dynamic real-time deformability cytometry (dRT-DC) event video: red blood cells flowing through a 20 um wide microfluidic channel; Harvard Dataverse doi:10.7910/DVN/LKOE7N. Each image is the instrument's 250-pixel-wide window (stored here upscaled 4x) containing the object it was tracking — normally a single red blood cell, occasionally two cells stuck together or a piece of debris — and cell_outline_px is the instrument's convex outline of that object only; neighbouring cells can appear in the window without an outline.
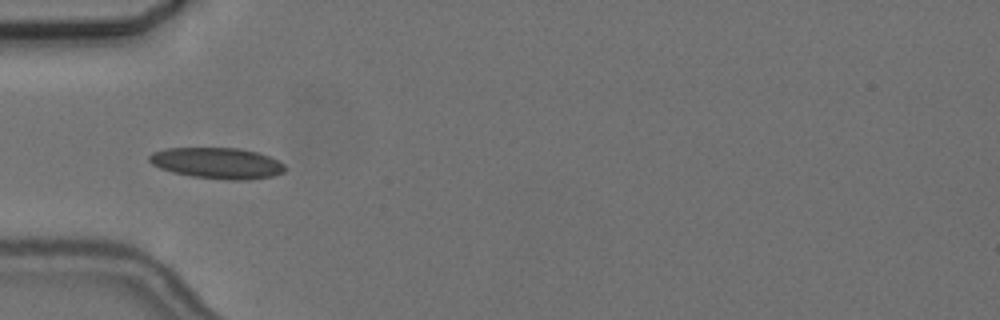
{"species": "common noctule bat (a hibernating species)", "species_latin": "Nyctalus noctula", "temperature_condition": "cold", "stored_images_in_passage": 8, "camera_frame_rate_fps": 3000, "um_per_image_px": 0.085, "animal": {"sex": "female", "body_mass_g": 24.6, "forearm_length_mm": 56.2}, "frame": {"image": 1, "passage_image": 4, "time_ms": 4.667, "image_size_px": [1000, 320], "cell_outline_px": [[288, 168], [284, 172], [272, 176], [248, 180], [228, 180], [192, 176], [172, 172], [160, 168], [152, 164], [148, 160], [148, 156], [152, 152], [164, 148], [240, 148], [256, 152], [268, 156], [284, 164]], "centroid_in_image_um": [18.45, 13.86], "position_along_channel_um": 66.5, "area_um2": 24.62}}
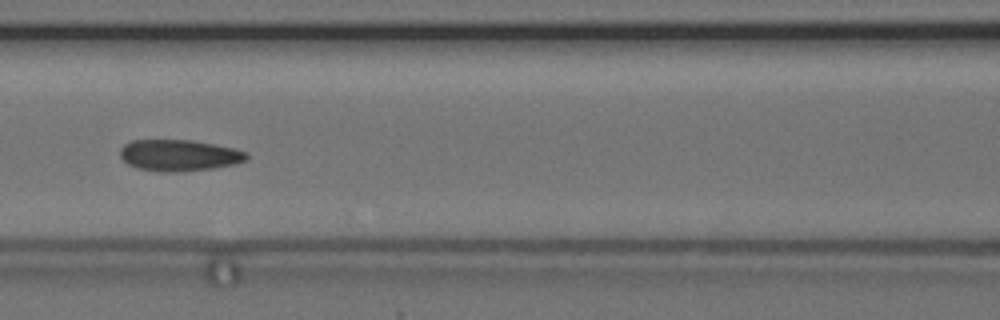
{"frame": {"image": 2, "passage_image": 6, "time_ms": 7.0, "image_size_px": [1000, 320], "cell_outline_px": [[248, 160], [236, 164], [212, 168], [172, 172], [160, 172], [136, 168], [128, 164], [120, 156], [120, 148], [124, 144], [132, 140], [192, 140], [236, 148], [248, 152]], "centroid_in_image_um": [15.24, 13.2], "position_along_channel_um": 151.4, "area_um2": 23.29}}
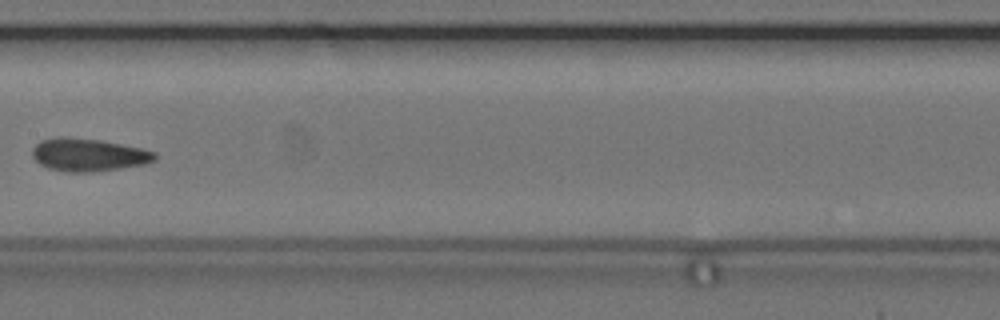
{"frame": {"image": 3, "passage_image": 7, "time_ms": 8.333, "image_size_px": [1000, 320], "cell_outline_px": [[156, 160], [144, 164], [120, 168], [92, 172], [68, 172], [48, 168], [40, 164], [32, 156], [32, 148], [40, 140], [60, 136], [68, 136], [100, 140], [140, 148], [156, 152]], "centroid_in_image_um": [7.48, 13.15], "position_along_channel_um": 199.9, "area_um2": 23.47}}